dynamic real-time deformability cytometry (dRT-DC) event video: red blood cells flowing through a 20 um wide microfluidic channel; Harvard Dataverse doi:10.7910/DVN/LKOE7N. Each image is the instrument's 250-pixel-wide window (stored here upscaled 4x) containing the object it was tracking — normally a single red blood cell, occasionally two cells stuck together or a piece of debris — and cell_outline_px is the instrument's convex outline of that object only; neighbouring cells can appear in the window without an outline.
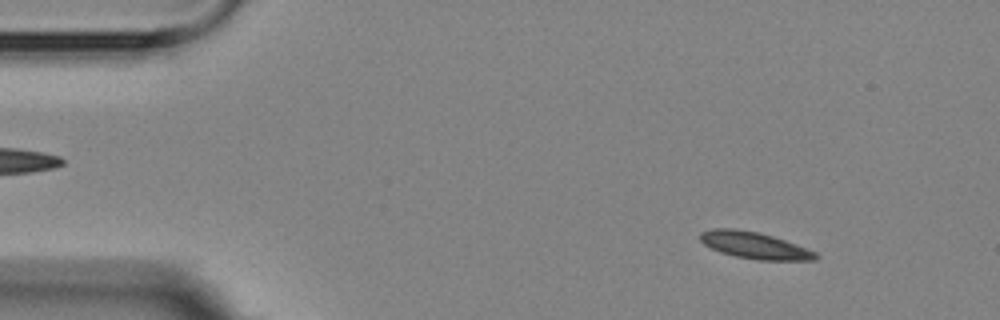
{"species": "Egyptian fruit bat (a non-hibernating species)", "species_latin": "Rousettus aegyptiacus", "temperature_condition": "room temperature", "stored_images_in_passage": 4, "camera_frame_rate_fps": 3000, "um_per_image_px": 0.085, "animal": {"sex": "female"}, "frame": {"image": 1, "passage_image": 2, "time_ms": 2.0, "image_size_px": [1000, 320], "cell_outline_px": [[820, 256], [816, 260], [756, 260], [736, 256], [720, 252], [704, 244], [700, 240], [700, 232], [712, 228], [732, 228], [760, 232], [796, 244], [816, 252]], "centroid_in_image_um": [64.13, 20.85], "position_along_channel_um": 20.9, "area_um2": 17.98}}